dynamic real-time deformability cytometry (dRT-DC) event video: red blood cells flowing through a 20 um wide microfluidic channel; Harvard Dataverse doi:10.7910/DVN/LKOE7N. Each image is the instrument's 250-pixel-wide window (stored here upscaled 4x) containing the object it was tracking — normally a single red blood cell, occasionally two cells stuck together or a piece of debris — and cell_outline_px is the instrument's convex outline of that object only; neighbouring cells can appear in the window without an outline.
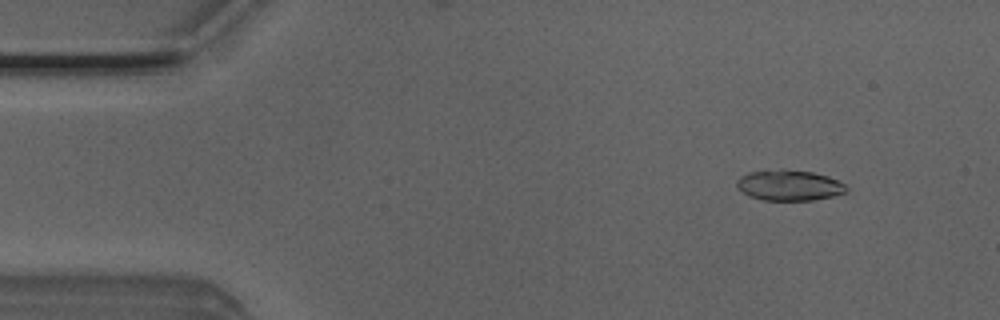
{"species": "Egyptian fruit bat (a non-hibernating species)", "species_latin": "Rousettus aegyptiacus", "temperature_condition": "room temperature", "stored_images_in_passage": 26, "camera_frame_rate_fps": 3000, "um_per_image_px": 0.085, "animal": {"sex": "male"}, "frame": {"image": 1, "passage_image": 5, "time_ms": 1.333, "image_size_px": [1000, 320], "cell_outline_px": [[848, 192], [832, 196], [812, 200], [764, 200], [752, 196], [736, 188], [736, 180], [740, 176], [748, 172], [768, 168], [784, 168], [812, 172], [828, 176], [844, 184], [848, 188]], "centroid_in_image_um": [67.05, 15.71], "position_along_channel_um": 18.0, "area_um2": 19.88}}
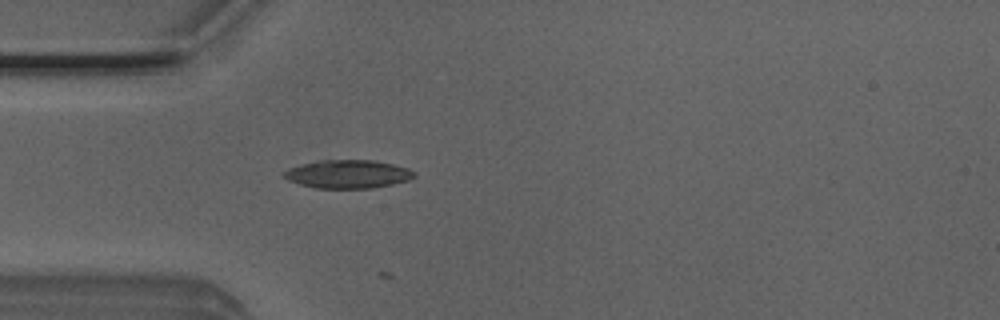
{"frame": {"image": 2, "passage_image": 14, "time_ms": 4.333, "image_size_px": [1000, 320], "cell_outline_px": [[416, 176], [408, 180], [392, 184], [372, 188], [316, 188], [300, 184], [288, 180], [284, 176], [284, 172], [288, 168], [316, 160], [376, 160], [408, 168], [416, 172]], "centroid_in_image_um": [29.58, 14.79], "position_along_channel_um": 55.4, "area_um2": 21.5}}
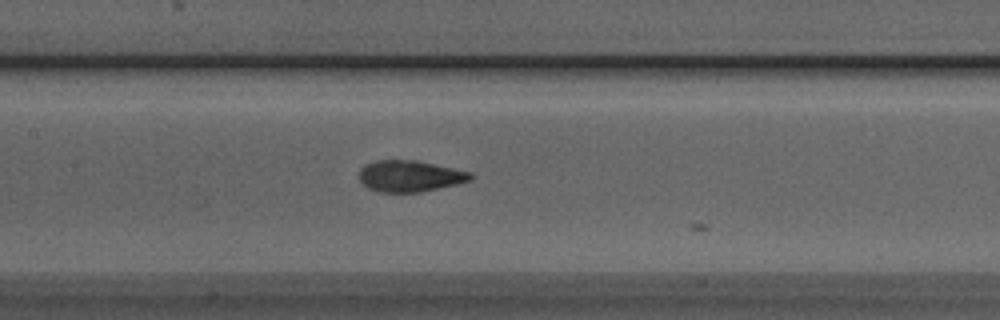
{"frame": {"image": 3, "passage_image": 23, "time_ms": 7.333, "image_size_px": [1000, 320], "cell_outline_px": [[476, 176], [472, 180], [456, 184], [420, 192], [376, 192], [368, 188], [360, 180], [360, 168], [364, 164], [376, 160], [416, 160], [472, 172]], "centroid_in_image_um": [34.85, 14.96], "position_along_channel_um": 172.5, "area_um2": 20.46}}